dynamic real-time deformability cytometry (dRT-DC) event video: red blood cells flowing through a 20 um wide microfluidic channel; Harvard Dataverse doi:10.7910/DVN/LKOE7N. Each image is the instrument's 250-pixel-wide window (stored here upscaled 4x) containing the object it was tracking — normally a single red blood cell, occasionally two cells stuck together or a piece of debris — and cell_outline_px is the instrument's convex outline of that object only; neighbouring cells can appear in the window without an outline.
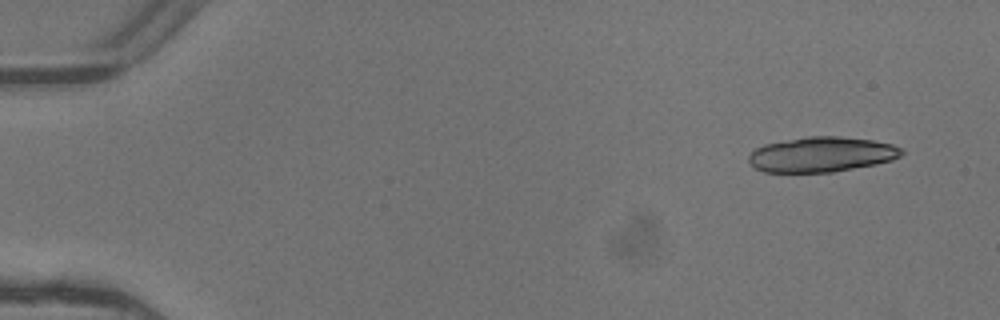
{"species": "common noctule bat (a hibernating species)", "species_latin": "Nyctalus noctula", "temperature_condition": "warm", "stored_images_in_passage": 2, "camera_frame_rate_fps": 3000, "um_per_image_px": 0.085, "animal": {"sex": "female"}, "frame": {"image": 1, "passage_image": 2, "time_ms": 0.333, "image_size_px": [1000, 320], "cell_outline_px": [[904, 152], [900, 156], [892, 160], [876, 164], [832, 172], [764, 172], [756, 168], [748, 160], [748, 156], [756, 148], [764, 144], [808, 136], [840, 136], [872, 140], [892, 144], [900, 148]], "centroid_in_image_um": [69.84, 13.12], "position_along_channel_um": 15.2, "area_um2": 31.15}}